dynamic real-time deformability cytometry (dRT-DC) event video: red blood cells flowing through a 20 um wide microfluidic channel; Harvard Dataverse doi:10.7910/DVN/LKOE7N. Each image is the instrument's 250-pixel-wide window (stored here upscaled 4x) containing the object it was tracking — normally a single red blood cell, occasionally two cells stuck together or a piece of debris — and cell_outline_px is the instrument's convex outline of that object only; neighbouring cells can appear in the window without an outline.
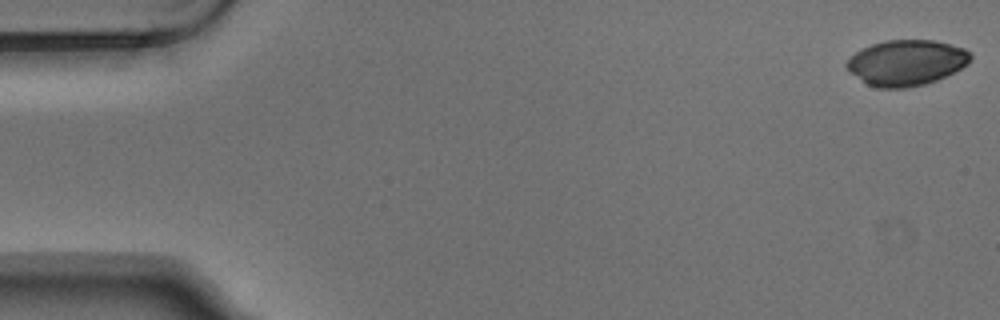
{"species": "Egyptian fruit bat (a non-hibernating species)", "species_latin": "Rousettus aegyptiacus", "temperature_condition": "warm", "stored_images_in_passage": 5, "camera_frame_rate_fps": 3000, "um_per_image_px": 0.085, "animal": {"sex": "male"}, "frame": {"image": 1, "passage_image": 1, "time_ms": 0.0, "image_size_px": [1000, 320], "cell_outline_px": [[972, 60], [968, 64], [936, 80], [924, 84], [904, 88], [876, 88], [868, 84], [848, 72], [844, 64], [856, 52], [872, 44], [888, 40], [932, 40], [964, 48], [972, 56]], "centroid_in_image_um": [77.02, 5.33], "position_along_channel_um": 8.0, "area_um2": 32.66}}